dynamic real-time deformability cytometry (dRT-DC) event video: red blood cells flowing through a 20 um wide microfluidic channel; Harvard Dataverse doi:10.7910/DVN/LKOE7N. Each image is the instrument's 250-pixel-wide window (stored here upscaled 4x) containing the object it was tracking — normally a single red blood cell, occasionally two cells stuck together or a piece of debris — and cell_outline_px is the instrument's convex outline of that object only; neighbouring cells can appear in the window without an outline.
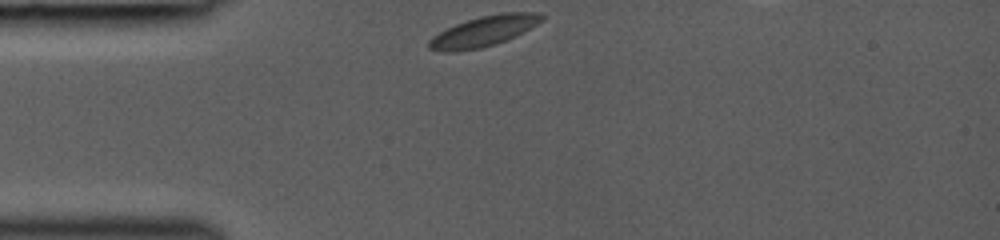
{"species": "common noctule bat (a hibernating species)", "species_latin": "Nyctalus noctula", "temperature_condition": "room temperature", "stored_images_in_passage": 29, "camera_frame_rate_fps": 3000, "um_per_image_px": 0.085, "animal": {"sex": "female", "body_mass_g": 19.0, "forearm_length_mm": 53.3}, "frame": {"image": 1, "passage_image": 1, "time_ms": 0.0, "image_size_px": [1000, 240], "cell_outline_px": [[544, 20], [516, 36], [496, 44], [480, 48], [456, 52], [440, 52], [428, 48], [428, 40], [432, 36], [456, 24], [480, 16], [504, 12], [540, 12], [544, 16]], "centroid_in_image_um": [41.12, 2.66], "position_along_channel_um": 43.9, "area_um2": 20.06}}
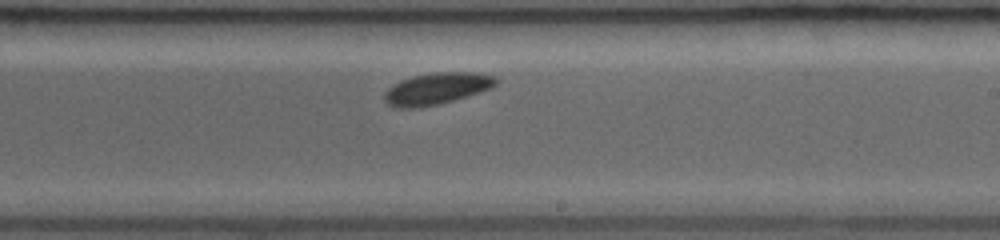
{"frame": {"image": 2, "passage_image": 17, "time_ms": 5.333, "image_size_px": [1000, 240], "cell_outline_px": [[500, 80], [492, 88], [480, 92], [440, 104], [420, 108], [396, 108], [388, 104], [384, 100], [384, 92], [392, 84], [416, 76], [436, 72], [476, 72], [496, 76]], "centroid_in_image_um": [37.15, 7.54], "position_along_channel_um": 251.8, "area_um2": 20.69}}
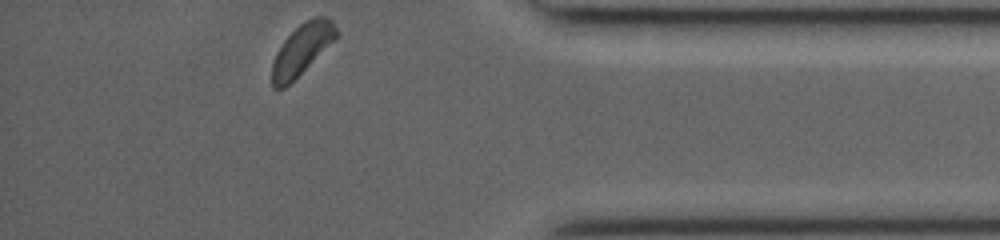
{"frame": {"image": 3, "passage_image": 29, "time_ms": 9.333, "image_size_px": [1000, 240], "cell_outline_px": [[340, 36], [284, 88], [272, 88], [272, 64], [276, 52], [284, 40], [300, 24], [316, 16], [328, 16], [332, 20], [340, 32]], "centroid_in_image_um": [25.71, 4.17], "position_along_channel_um": 409.5, "area_um2": 18.96}}